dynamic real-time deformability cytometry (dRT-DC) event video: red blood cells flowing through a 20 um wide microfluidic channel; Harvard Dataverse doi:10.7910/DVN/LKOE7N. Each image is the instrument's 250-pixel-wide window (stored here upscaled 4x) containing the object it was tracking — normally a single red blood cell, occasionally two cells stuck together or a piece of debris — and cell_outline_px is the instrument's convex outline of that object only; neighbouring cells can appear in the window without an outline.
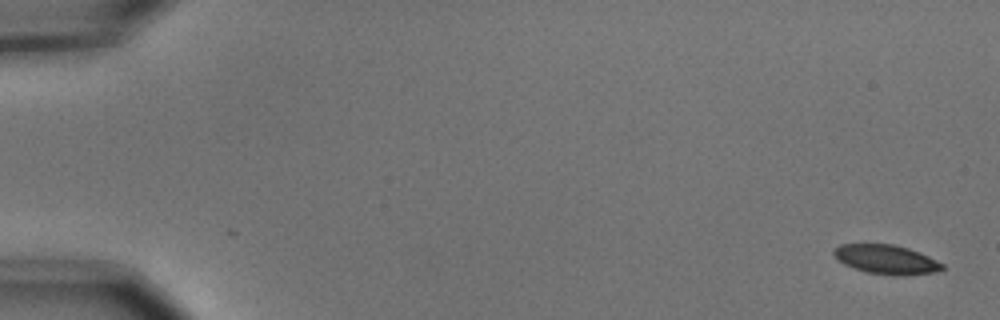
{"species": "common noctule bat (a hibernating species)", "species_latin": "Nyctalus noctula", "temperature_condition": "cold", "stored_images_in_passage": 5, "camera_frame_rate_fps": 3000, "um_per_image_px": 0.085, "animal": {"sex": "male", "body_mass_g": 15.6}, "frame": {"image": 1, "passage_image": 1, "time_ms": 0.0, "image_size_px": [1000, 320], "cell_outline_px": [[944, 268], [936, 272], [904, 276], [896, 276], [868, 272], [844, 264], [836, 260], [832, 256], [832, 252], [840, 244], [892, 244], [908, 248], [920, 252], [944, 264]], "centroid_in_image_um": [75.33, 22.05], "position_along_channel_um": 9.7, "area_um2": 18.55}}
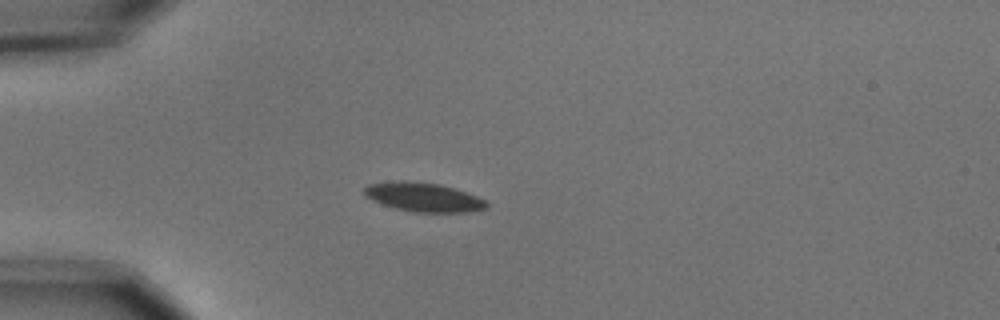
{"frame": {"image": 2, "passage_image": 5, "time_ms": 1.333, "image_size_px": [1000, 320], "cell_outline_px": [[488, 204], [484, 208], [468, 212], [412, 212], [396, 208], [372, 200], [364, 196], [364, 188], [368, 184], [400, 180], [408, 180], [440, 184], [476, 196], [484, 200]], "centroid_in_image_um": [35.94, 16.75], "position_along_channel_um": 49.1, "area_um2": 20.46}}